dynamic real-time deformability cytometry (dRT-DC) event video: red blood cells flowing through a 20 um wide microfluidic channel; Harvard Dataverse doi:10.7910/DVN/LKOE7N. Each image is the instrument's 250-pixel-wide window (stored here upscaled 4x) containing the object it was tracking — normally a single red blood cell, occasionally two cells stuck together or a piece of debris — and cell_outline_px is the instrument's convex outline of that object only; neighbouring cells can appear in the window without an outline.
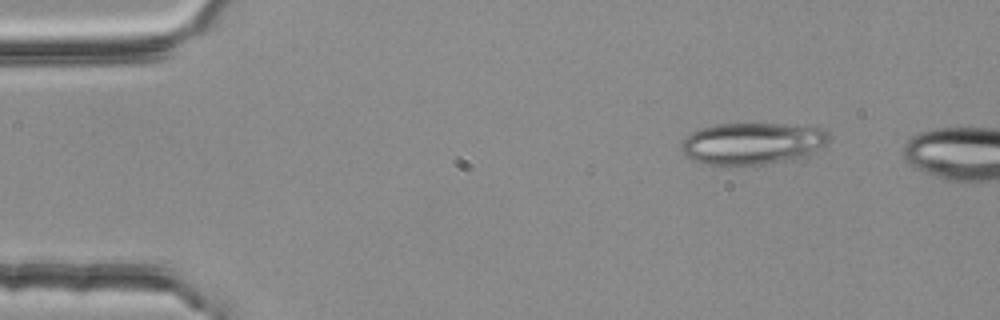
{"species": "common noctule bat (a hibernating species)", "species_latin": "Nyctalus noctula", "temperature_condition": "room temperature", "stored_images_in_passage": 2, "camera_frame_rate_fps": 3000, "um_per_image_px": 0.085, "animal": {"sex": "female", "body_mass_g": 25.1}, "frame": {"image": 1, "passage_image": 1, "time_ms": 0.0, "image_size_px": [1000, 320], "cell_outline_px": [[828, 140], [824, 144], [808, 156], [764, 164], [704, 164], [692, 160], [684, 156], [684, 140], [692, 132], [716, 124], [780, 124], [824, 128], [828, 132]], "centroid_in_image_um": [63.98, 12.19], "position_along_channel_um": 21.0, "area_um2": 35.37}}